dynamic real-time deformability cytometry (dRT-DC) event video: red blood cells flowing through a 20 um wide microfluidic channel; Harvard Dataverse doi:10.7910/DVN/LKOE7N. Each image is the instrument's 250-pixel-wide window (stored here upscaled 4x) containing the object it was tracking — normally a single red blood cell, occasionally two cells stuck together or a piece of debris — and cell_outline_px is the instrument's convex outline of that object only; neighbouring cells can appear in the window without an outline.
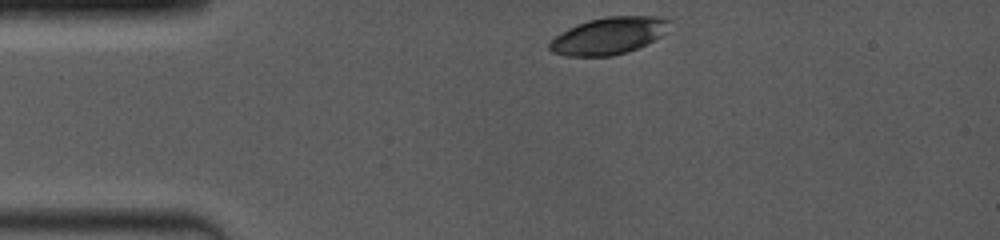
{"species": "common noctule bat (a hibernating species)", "species_latin": "Nyctalus noctula", "temperature_condition": "room temperature", "stored_images_in_passage": 2, "camera_frame_rate_fps": 4000, "um_per_image_px": 0.085, "animal": {"sex": "female", "body_mass_g": 19.0, "forearm_length_mm": 53.3}, "frame": {"image": 1, "passage_image": 1, "time_ms": 0.0, "image_size_px": [1000, 240], "cell_outline_px": [[672, 20], [660, 36], [628, 52], [612, 56], [564, 56], [552, 52], [548, 48], [548, 44], [556, 36], [568, 28], [576, 24], [588, 20], [608, 16], [656, 16]], "centroid_in_image_um": [51.69, 3.04], "position_along_channel_um": 33.3, "area_um2": 25.66}}